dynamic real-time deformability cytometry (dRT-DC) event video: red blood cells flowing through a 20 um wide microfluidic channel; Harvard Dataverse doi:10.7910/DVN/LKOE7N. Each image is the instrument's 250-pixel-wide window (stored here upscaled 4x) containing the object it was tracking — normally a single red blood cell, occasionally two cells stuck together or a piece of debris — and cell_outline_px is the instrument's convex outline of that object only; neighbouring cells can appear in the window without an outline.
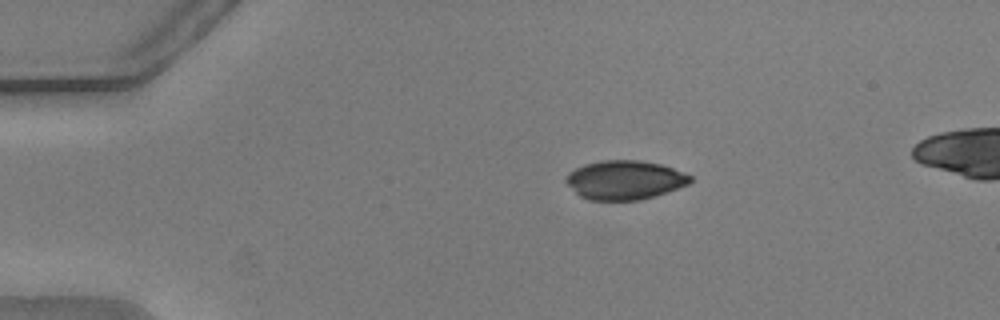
{"species": "common noctule bat (a hibernating species)", "species_latin": "Nyctalus noctula", "temperature_condition": "warm", "stored_images_in_passage": 47, "segment_of_instrument_passage": [1, 2], "camera_frame_rate_fps": 3000, "um_per_image_px": 0.085, "animal": {"sex": "male", "body_mass_g": 20.5, "forearm_length_mm": 52.5}, "frame": {"image": 1, "passage_image": 3, "time_ms": 0.667, "image_size_px": [1000, 320], "cell_outline_px": [[692, 180], [688, 184], [668, 192], [640, 200], [588, 200], [580, 196], [564, 180], [568, 172], [584, 164], [600, 160], [640, 160], [660, 164], [672, 168], [692, 176]], "centroid_in_image_um": [53.09, 15.3], "position_along_channel_um": 31.9, "area_um2": 28.26}}
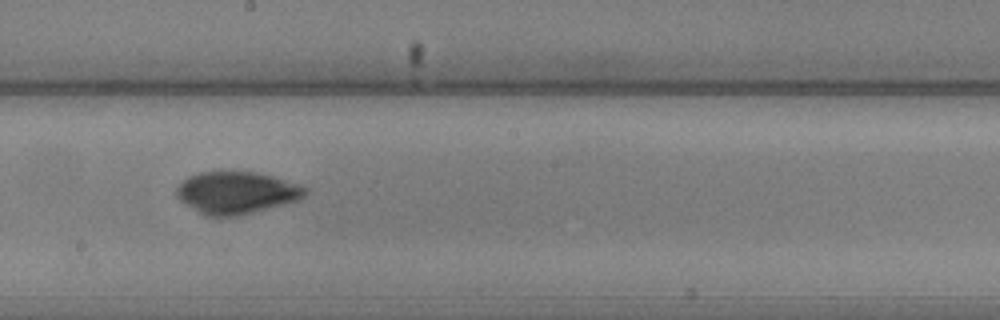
{"frame": {"image": 2, "passage_image": 23, "time_ms": 7.333, "image_size_px": [1000, 320], "cell_outline_px": [[308, 192], [304, 196], [296, 200], [284, 204], [236, 216], [208, 216], [200, 212], [180, 200], [176, 196], [176, 188], [188, 176], [196, 172], [220, 168], [256, 172], [272, 176], [300, 184], [308, 188]], "centroid_in_image_um": [20.08, 16.31], "position_along_channel_um": 228.1, "area_um2": 32.14}}
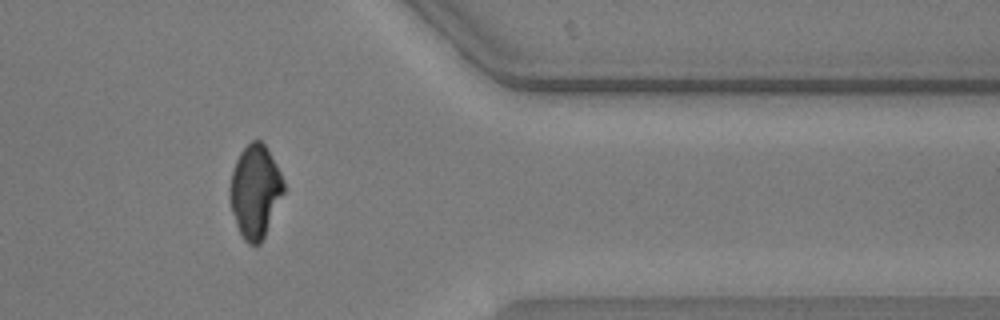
{"frame": {"image": 3, "passage_image": 37, "time_ms": 12.0, "image_size_px": [1000, 320], "cell_outline_px": [[284, 192], [264, 236], [260, 244], [248, 244], [244, 240], [236, 224], [232, 212], [228, 196], [228, 188], [232, 172], [236, 160], [240, 152], [252, 140], [260, 140], [264, 144], [276, 164], [284, 180]], "centroid_in_image_um": [21.66, 16.26], "position_along_channel_um": 389.7, "area_um2": 28.96}}